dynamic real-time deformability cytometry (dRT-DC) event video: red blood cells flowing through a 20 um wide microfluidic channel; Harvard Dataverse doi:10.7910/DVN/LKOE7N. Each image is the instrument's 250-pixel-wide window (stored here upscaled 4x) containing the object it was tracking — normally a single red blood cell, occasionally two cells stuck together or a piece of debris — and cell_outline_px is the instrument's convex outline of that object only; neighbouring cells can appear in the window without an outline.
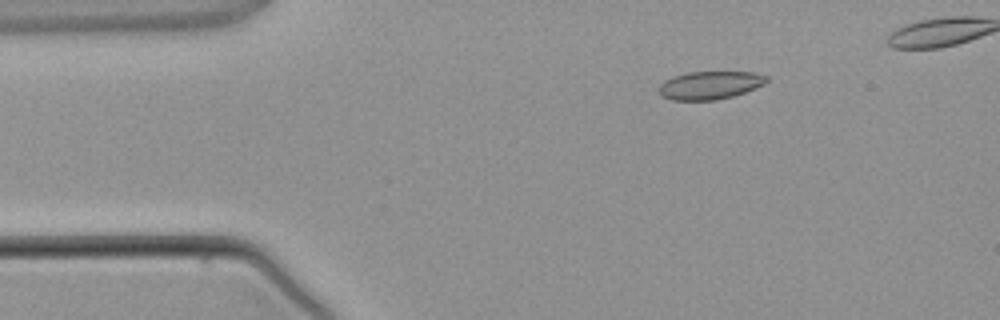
{"species": "common noctule bat (a hibernating species)", "species_latin": "Nyctalus noctula", "temperature_condition": "warm", "stored_images_in_passage": 4, "camera_frame_rate_fps": 3000, "um_per_image_px": 0.085, "animal": {"sex": "male", "body_mass_g": 21.5, "forearm_length_mm": 52.0}, "frame": {"image": 1, "passage_image": 2, "time_ms": 1.333, "image_size_px": [1000, 320], "cell_outline_px": [[768, 80], [764, 84], [744, 92], [732, 96], [716, 100], [672, 100], [660, 96], [660, 84], [664, 80], [672, 76], [688, 72], [756, 72], [768, 76]], "centroid_in_image_um": [60.33, 7.24], "position_along_channel_um": 24.7, "area_um2": 17.63}}